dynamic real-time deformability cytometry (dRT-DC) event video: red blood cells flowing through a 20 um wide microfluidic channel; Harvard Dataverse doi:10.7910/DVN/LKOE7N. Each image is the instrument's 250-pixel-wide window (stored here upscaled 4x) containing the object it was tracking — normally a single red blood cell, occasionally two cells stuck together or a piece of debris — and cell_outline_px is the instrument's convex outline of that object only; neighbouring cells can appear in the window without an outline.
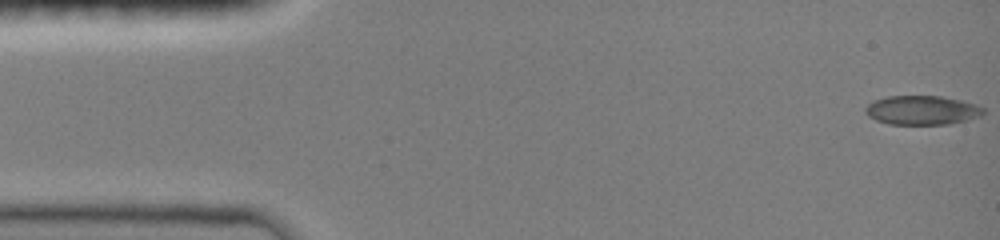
{"species": "common noctule bat (a hibernating species)", "species_latin": "Nyctalus noctula", "temperature_condition": "room temperature", "stored_images_in_passage": 47, "camera_frame_rate_fps": 3000, "um_per_image_px": 0.085, "animal": {"sex": "female", "body_mass_g": 19.0, "forearm_length_mm": 51.5}, "frame": {"image": 1, "passage_image": 1, "time_ms": 0.0, "image_size_px": [1000, 240], "cell_outline_px": [[984, 112], [980, 116], [968, 120], [948, 124], [888, 124], [876, 120], [868, 116], [864, 112], [864, 108], [872, 100], [888, 96], [940, 96], [960, 100], [976, 104], [984, 108]], "centroid_in_image_um": [78.34, 9.36], "position_along_channel_um": 6.7, "area_um2": 20.11}}
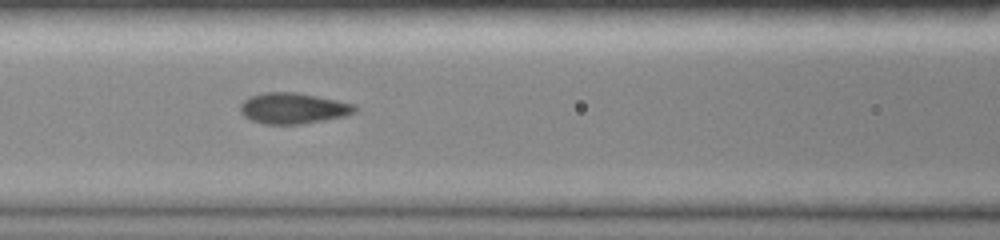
{"frame": {"image": 2, "passage_image": 20, "time_ms": 6.333, "image_size_px": [1000, 240], "cell_outline_px": [[356, 112], [344, 116], [324, 120], [300, 124], [264, 124], [252, 120], [244, 116], [240, 112], [240, 104], [248, 96], [264, 92], [296, 92], [356, 104]], "centroid_in_image_um": [24.89, 9.2], "position_along_channel_um": 141.7, "area_um2": 20.63}}
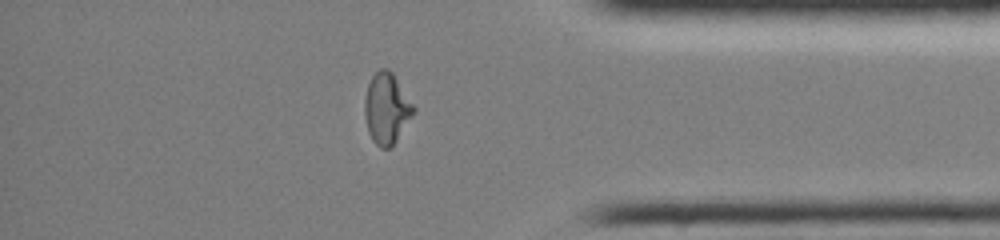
{"frame": {"image": 3, "passage_image": 40, "time_ms": 13.0, "image_size_px": [1000, 240], "cell_outline_px": [[416, 112], [392, 148], [380, 148], [372, 140], [368, 132], [364, 116], [364, 100], [368, 84], [372, 76], [380, 68], [388, 68], [392, 72], [416, 108]], "centroid_in_image_um": [32.87, 9.25], "position_along_channel_um": 402.3, "area_um2": 20.52}}